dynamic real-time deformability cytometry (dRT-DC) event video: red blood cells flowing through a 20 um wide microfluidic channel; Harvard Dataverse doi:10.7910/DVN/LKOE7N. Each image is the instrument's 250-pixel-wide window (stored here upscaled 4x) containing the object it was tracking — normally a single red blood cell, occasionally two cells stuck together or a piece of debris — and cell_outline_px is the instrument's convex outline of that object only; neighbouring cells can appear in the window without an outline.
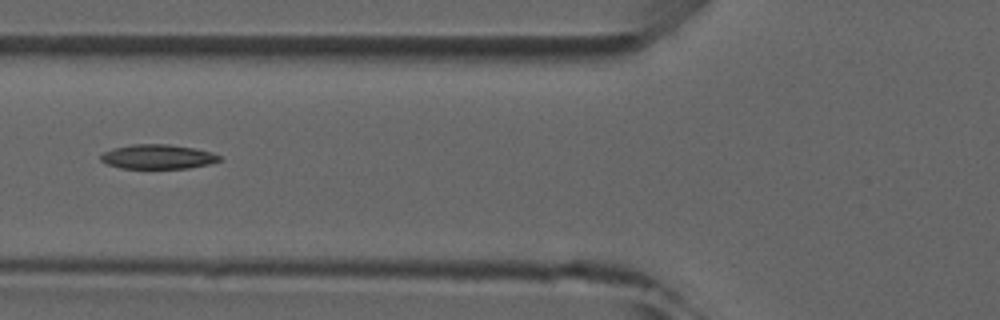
{"species": "common noctule bat (a hibernating species)", "species_latin": "Nyctalus noctula", "temperature_condition": "room temperature", "stored_images_in_passage": 7, "camera_frame_rate_fps": 3000, "um_per_image_px": 0.085, "animal": {"sex": "male", "forearm_length_mm": 52.5}, "frame": {"image": 1, "passage_image": 6, "time_ms": 5.667, "image_size_px": [1000, 320], "cell_outline_px": [[224, 160], [208, 164], [188, 168], [120, 168], [108, 164], [100, 160], [100, 156], [104, 152], [112, 148], [132, 144], [168, 144], [192, 148], [212, 152], [224, 156]], "centroid_in_image_um": [13.45, 13.32], "position_along_channel_um": 112.3, "area_um2": 16.99}}
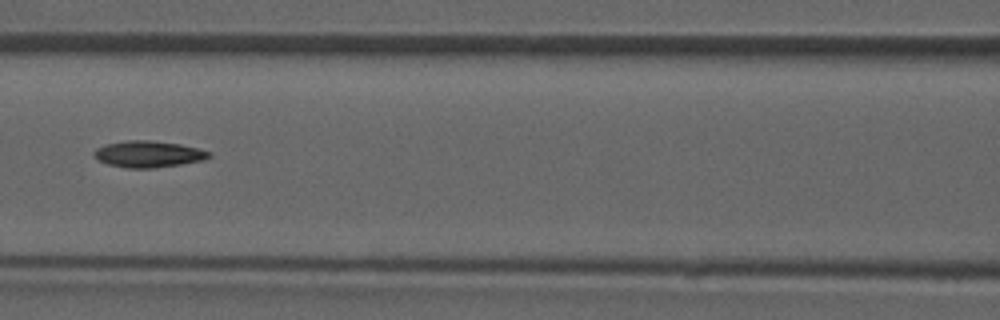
{"frame": {"image": 2, "passage_image": 7, "time_ms": 6.667, "image_size_px": [1000, 320], "cell_outline_px": [[212, 156], [204, 160], [180, 164], [152, 168], [128, 168], [108, 164], [92, 156], [92, 152], [96, 148], [108, 144], [132, 140], [148, 140], [180, 144], [212, 152]], "centroid_in_image_um": [12.62, 13.1], "position_along_channel_um": 154.0, "area_um2": 17.57}}